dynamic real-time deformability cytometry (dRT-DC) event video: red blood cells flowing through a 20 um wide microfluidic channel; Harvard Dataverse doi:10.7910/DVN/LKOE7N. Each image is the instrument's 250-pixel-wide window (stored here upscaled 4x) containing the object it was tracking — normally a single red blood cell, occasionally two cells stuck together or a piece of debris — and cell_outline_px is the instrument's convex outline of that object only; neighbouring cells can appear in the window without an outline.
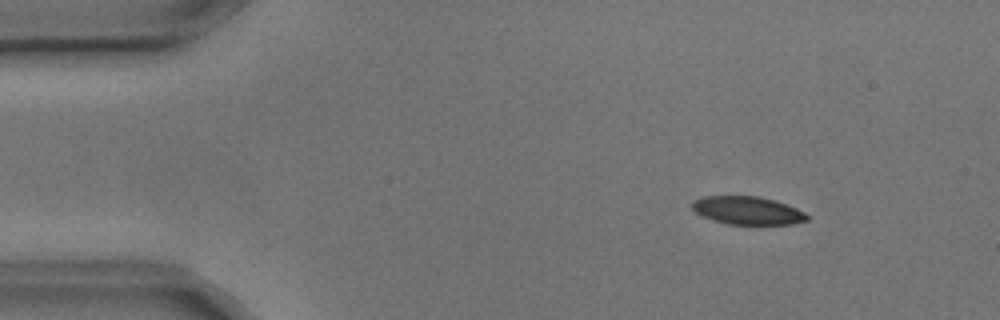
{"species": "common noctule bat (a hibernating species)", "species_latin": "Nyctalus noctula", "temperature_condition": "cold", "stored_images_in_passage": 3, "camera_frame_rate_fps": 3000, "um_per_image_px": 0.085, "animal": {"sex": "male", "body_mass_g": 17.9, "forearm_length_mm": 54.2}, "frame": {"image": 1, "passage_image": 1, "time_ms": 0.0, "image_size_px": [1000, 320], "cell_outline_px": [[808, 220], [792, 224], [728, 224], [704, 216], [696, 212], [692, 208], [692, 200], [700, 196], [760, 196], [776, 200], [796, 208], [804, 212], [808, 216]], "centroid_in_image_um": [63.54, 17.87], "position_along_channel_um": 21.5, "area_um2": 18.73}}